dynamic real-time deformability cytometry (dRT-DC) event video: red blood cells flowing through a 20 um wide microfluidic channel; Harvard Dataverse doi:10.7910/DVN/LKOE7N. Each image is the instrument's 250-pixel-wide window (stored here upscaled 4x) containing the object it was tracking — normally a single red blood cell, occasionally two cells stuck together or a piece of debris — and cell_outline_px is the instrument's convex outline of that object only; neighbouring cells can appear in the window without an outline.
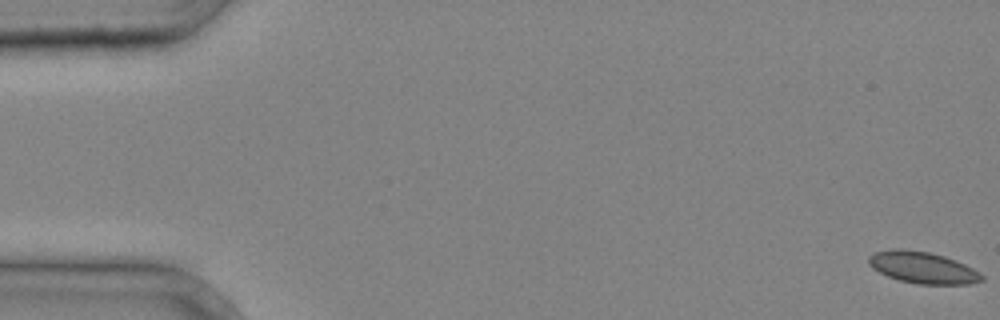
{"species": "common noctule bat (a hibernating species)", "species_latin": "Nyctalus noctula", "temperature_condition": "cold", "stored_images_in_passage": 5, "segment_of_instrument_passage": [1, 2], "camera_frame_rate_fps": 3000, "um_per_image_px": 0.085, "animal": {"sex": "male", "body_mass_g": 20.4}, "frame": {"image": 1, "passage_image": 1, "time_ms": 0.0, "image_size_px": [1000, 320], "cell_outline_px": [[984, 280], [968, 284], [916, 284], [900, 280], [888, 276], [872, 268], [868, 264], [868, 256], [876, 252], [892, 248], [900, 248], [928, 252], [944, 256], [956, 260], [980, 272], [984, 276]], "centroid_in_image_um": [78.42, 22.74], "position_along_channel_um": 6.6, "area_um2": 20.87}}
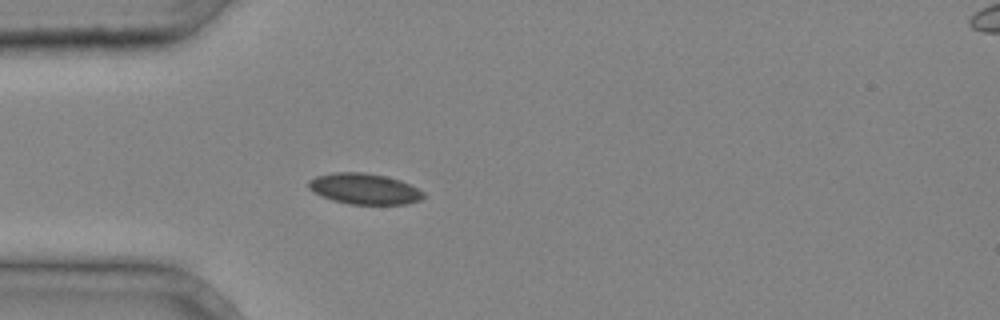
{"frame": {"image": 2, "passage_image": 4, "time_ms": 1.0, "image_size_px": [1000, 320], "cell_outline_px": [[424, 196], [420, 200], [408, 204], [348, 204], [332, 200], [320, 196], [308, 188], [308, 180], [316, 176], [332, 172], [364, 172], [384, 176], [400, 180], [424, 192]], "centroid_in_image_um": [30.93, 16.05], "position_along_channel_um": 54.1, "area_um2": 20.69}}